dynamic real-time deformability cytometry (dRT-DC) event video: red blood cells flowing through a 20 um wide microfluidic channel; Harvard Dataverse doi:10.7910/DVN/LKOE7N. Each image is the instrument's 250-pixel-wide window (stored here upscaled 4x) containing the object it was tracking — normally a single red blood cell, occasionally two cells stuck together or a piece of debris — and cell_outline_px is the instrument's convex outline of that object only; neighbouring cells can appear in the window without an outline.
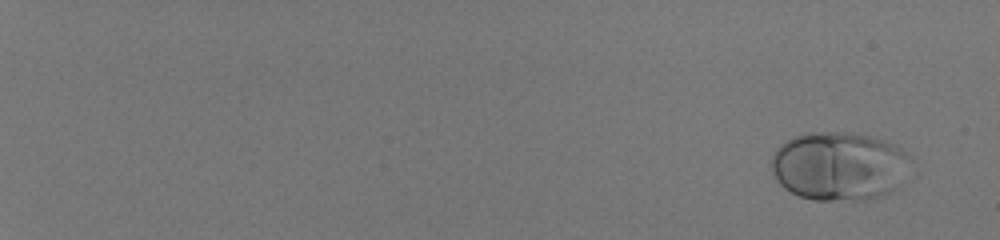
{"species": "human", "species_latin": "Homo sapiens", "temperature_condition": "room temperature", "stored_images_in_passage": 53, "camera_frame_rate_fps": 3000, "um_per_image_px": 0.085, "donor": {"sex": "male"}, "frame": {"image": 1, "passage_image": 1, "time_ms": 0.0, "image_size_px": [1000, 240], "cell_outline_px": [[908, 156], [900, 188], [880, 196], [860, 200], [812, 200], [800, 196], [784, 188], [776, 180], [772, 172], [772, 156], [776, 148], [780, 144], [792, 136], [808, 132], [844, 132], [872, 136], [896, 144]], "centroid_in_image_um": [71.28, 14.11], "position_along_channel_um": 13.7, "area_um2": 55.78}}
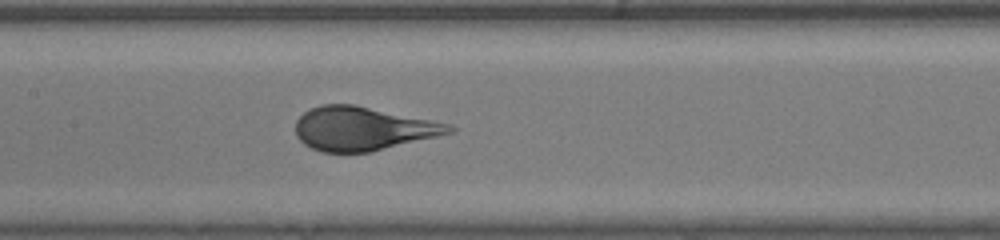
{"frame": {"image": 2, "passage_image": 31, "time_ms": 10.0, "image_size_px": [1000, 240], "cell_outline_px": [[456, 128], [452, 132], [372, 152], [320, 152], [304, 144], [296, 136], [296, 120], [308, 108], [320, 104], [356, 104], [448, 124]], "centroid_in_image_um": [30.77, 10.93], "position_along_channel_um": 176.6, "area_um2": 38.96}}
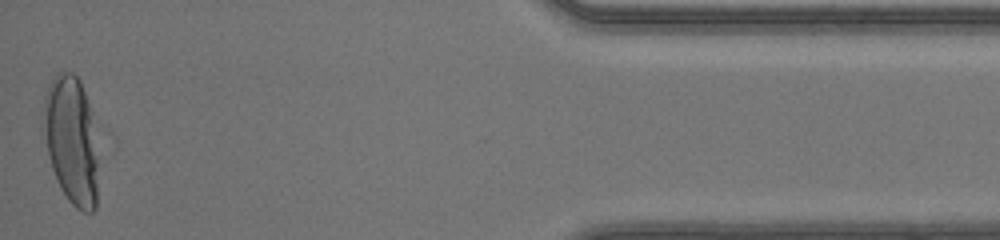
{"frame": {"image": 3, "passage_image": 53, "time_ms": 17.333, "image_size_px": [1000, 240], "cell_outline_px": [[96, 208], [92, 212], [84, 212], [76, 208], [68, 200], [60, 188], [56, 180], [52, 168], [40, 128], [44, 96], [56, 72], [72, 72], [80, 80], [88, 104], [96, 160]], "centroid_in_image_um": [5.98, 11.91], "position_along_channel_um": 429.2, "area_um2": 40.46}, "authors_computed_cell_mechanics": {"area_um2": 41.905, "velocity_mm_per_s": 4.1409, "shape_relaxation_time_tau1_ms": 3.8647, "shape_relaxation_time_tau2_ms": null, "deformation_change_tau1": 0.2178, "deformation_change_tau2": null}}